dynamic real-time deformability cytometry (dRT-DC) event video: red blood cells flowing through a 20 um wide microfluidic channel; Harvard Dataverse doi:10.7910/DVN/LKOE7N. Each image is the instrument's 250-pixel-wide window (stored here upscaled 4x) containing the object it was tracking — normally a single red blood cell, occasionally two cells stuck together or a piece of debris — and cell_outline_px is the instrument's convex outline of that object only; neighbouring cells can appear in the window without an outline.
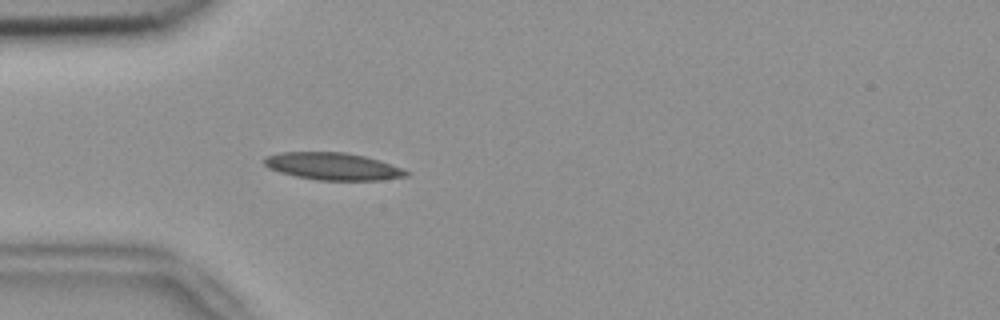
{"species": "common noctule bat (a hibernating species)", "species_latin": "Nyctalus noctula", "temperature_condition": "room temperature", "stored_images_in_passage": 53, "camera_frame_rate_fps": 3000, "um_per_image_px": 0.085, "animal": {"sex": "female", "body_mass_g": 18.4}, "frame": {"image": 1, "passage_image": 15, "time_ms": 4.667, "image_size_px": [1000, 320], "cell_outline_px": [[408, 176], [380, 180], [316, 180], [296, 176], [280, 172], [268, 168], [264, 164], [264, 156], [280, 152], [344, 152], [364, 156], [380, 160], [400, 168], [408, 172]], "centroid_in_image_um": [28.25, 14.13], "position_along_channel_um": 56.8, "area_um2": 22.48}}
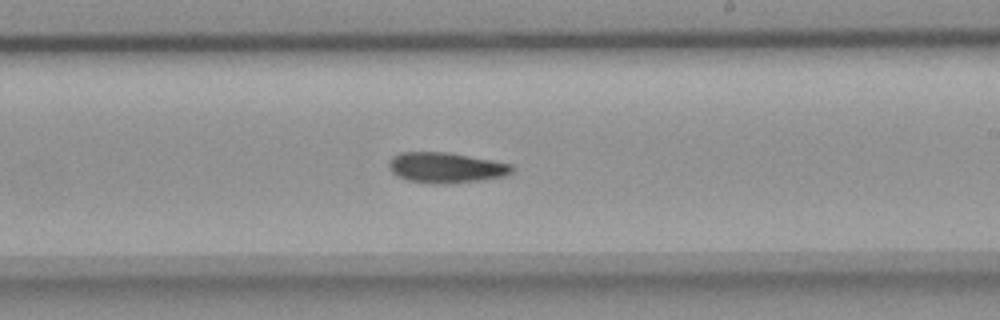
{"frame": {"image": 2, "passage_image": 31, "time_ms": 10.0, "image_size_px": [1000, 320], "cell_outline_px": [[512, 172], [504, 176], [480, 180], [448, 184], [428, 184], [408, 180], [396, 176], [388, 168], [388, 160], [392, 156], [400, 152], [448, 152], [492, 160], [512, 164]], "centroid_in_image_um": [37.84, 14.25], "position_along_channel_um": 251.2, "area_um2": 22.08}}
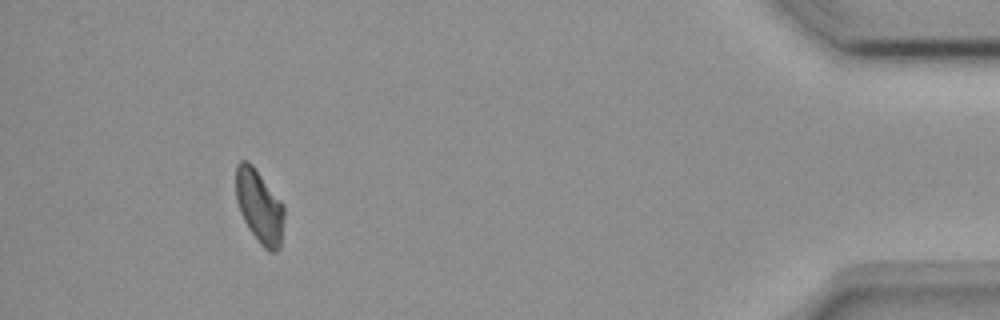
{"frame": {"image": 3, "passage_image": 49, "time_ms": 16.0, "image_size_px": [1000, 320], "cell_outline_px": [[284, 216], [280, 248], [276, 252], [268, 252], [260, 244], [248, 228], [240, 212], [236, 200], [236, 164], [240, 160], [248, 160], [252, 164], [284, 204]], "centroid_in_image_um": [22.05, 17.55], "position_along_channel_um": 413.2, "area_um2": 20.81}, "authors_computed_cell_mechanics": {"area_um2": 21.3282, "velocity_mm_per_s": 3.7479, "shape_relaxation_time_tau1_ms": 5.4057, "shape_relaxation_time_tau2_ms": null, "deformation_change_tau1": 0.1449, "deformation_change_tau2": null}}